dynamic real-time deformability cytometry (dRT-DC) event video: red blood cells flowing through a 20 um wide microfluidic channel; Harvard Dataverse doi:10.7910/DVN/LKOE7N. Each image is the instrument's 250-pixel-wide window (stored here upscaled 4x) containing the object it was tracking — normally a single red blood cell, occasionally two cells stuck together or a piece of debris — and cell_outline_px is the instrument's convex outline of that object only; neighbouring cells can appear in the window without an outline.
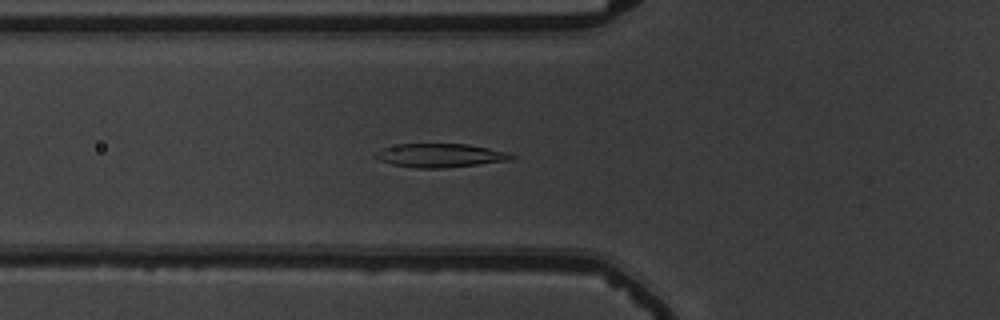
{"species": "common noctule bat (a hibernating species)", "species_latin": "Nyctalus noctula", "temperature_condition": "warm", "stored_images_in_passage": 55, "camera_frame_rate_fps": 3000, "um_per_image_px": 0.085, "animal": {"sex": "male", "body_mass_g": 19.5, "forearm_length_mm": 54.6}, "frame": {"image": 1, "passage_image": 21, "time_ms": 6.667, "image_size_px": [1000, 320], "cell_outline_px": [[516, 156], [512, 160], [444, 168], [416, 168], [392, 164], [380, 160], [372, 156], [380, 148], [400, 144], [468, 144], [508, 152]], "centroid_in_image_um": [37.41, 13.21], "position_along_channel_um": 88.4, "area_um2": 18.79}}
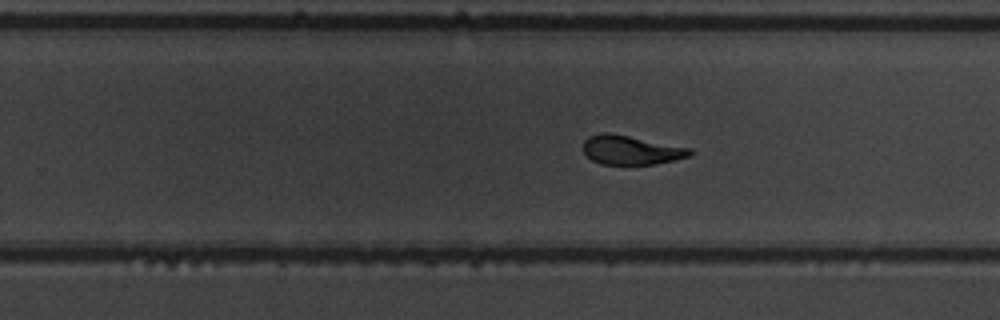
{"frame": {"image": 2, "passage_image": 36, "time_ms": 11.667, "image_size_px": [1000, 320], "cell_outline_px": [[692, 156], [676, 160], [656, 164], [600, 164], [592, 160], [584, 152], [584, 140], [588, 136], [604, 132], [608, 132], [692, 148]], "centroid_in_image_um": [53.67, 12.75], "position_along_channel_um": 276.1, "area_um2": 18.15}}
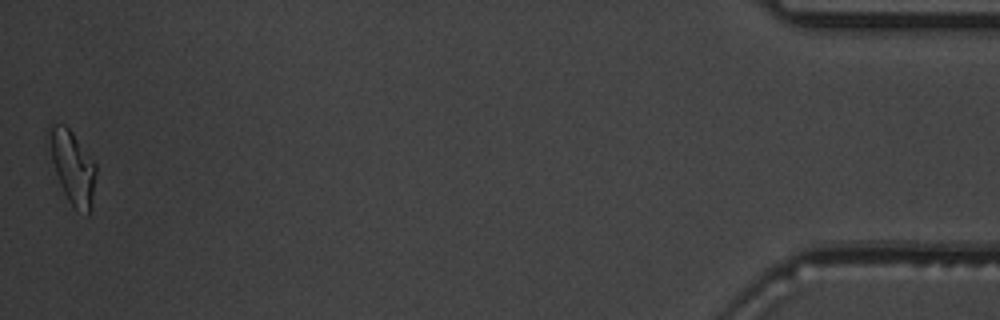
{"frame": {"image": 3, "passage_image": 55, "time_ms": 18.0, "image_size_px": [1000, 320], "cell_outline_px": [[96, 172], [92, 208], [88, 216], [76, 212], [68, 200], [60, 184], [52, 160], [48, 132], [48, 128], [52, 124], [64, 124], [72, 132], [96, 164]], "centroid_in_image_um": [6.2, 14.28], "position_along_channel_um": 429.0, "area_um2": 19.88}, "authors_computed_cell_mechanics": {"area_um2": 19.4786, "velocity_mm_per_s": 3.7516, "shape_relaxation_time_tau1_ms": 4.4918, "shape_relaxation_time_tau2_ms": 1.686, "deformation_change_tau1": 0.176, "deformation_change_tau2": 0.0991}}